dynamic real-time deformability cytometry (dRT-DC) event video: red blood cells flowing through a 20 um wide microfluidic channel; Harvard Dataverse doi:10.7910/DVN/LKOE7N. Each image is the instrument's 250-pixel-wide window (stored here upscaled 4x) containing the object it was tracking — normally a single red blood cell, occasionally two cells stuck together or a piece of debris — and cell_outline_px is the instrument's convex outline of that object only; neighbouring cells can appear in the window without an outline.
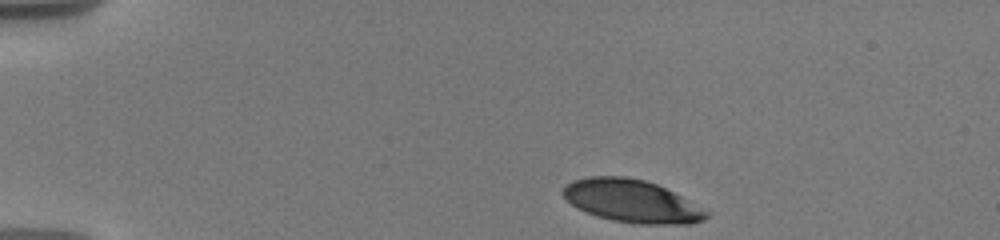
{"species": "human", "species_latin": "Homo sapiens", "temperature_condition": "warm", "stored_images_in_passage": 30, "camera_frame_rate_fps": 3000, "um_per_image_px": 0.085, "donor": {"sex": "male"}, "frame": {"image": 1, "passage_image": 1, "time_ms": 0.0, "image_size_px": [1000, 240], "cell_outline_px": [[712, 216], [704, 220], [692, 224], [640, 224], [612, 220], [588, 212], [572, 204], [560, 192], [564, 184], [572, 180], [588, 176], [624, 176], [644, 180], [656, 184], [712, 212]], "centroid_in_image_um": [53.73, 17.09], "position_along_channel_um": 31.3, "area_um2": 35.66}}
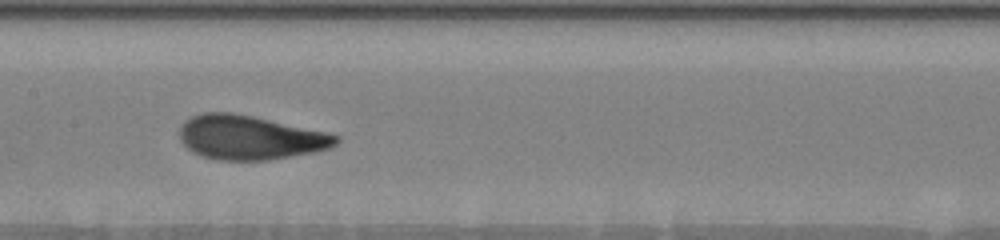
{"frame": {"image": 2, "passage_image": 14, "time_ms": 6.333, "image_size_px": [1000, 240], "cell_outline_px": [[340, 140], [336, 144], [328, 148], [316, 152], [268, 160], [216, 160], [200, 156], [192, 152], [180, 140], [180, 128], [192, 116], [204, 112], [232, 112], [252, 116], [324, 132], [340, 136]], "centroid_in_image_um": [21.23, 11.7], "position_along_channel_um": 186.2, "area_um2": 40.0}}
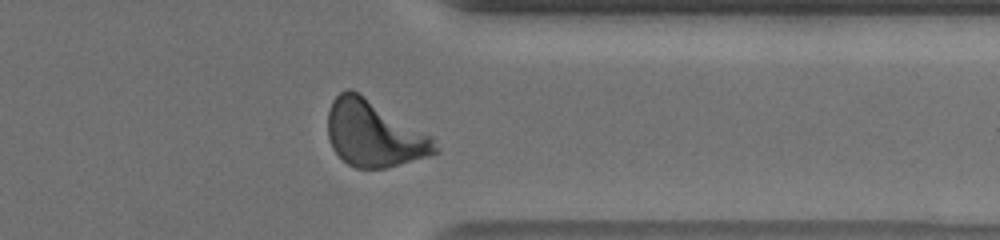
{"frame": {"image": 3, "passage_image": 27, "time_ms": 11.667, "image_size_px": [1000, 240], "cell_outline_px": [[440, 152], [432, 156], [384, 168], [356, 168], [348, 164], [332, 148], [328, 136], [328, 112], [332, 100], [340, 92], [348, 88], [352, 88], [432, 136], [440, 148]], "centroid_in_image_um": [31.81, 11.37], "position_along_channel_um": 379.6, "area_um2": 41.5}, "authors_computed_cell_mechanics": {"area_um2": 39.9398, "velocity_mm_per_s": 3.6608, "shape_relaxation_time_tau1_ms": 3.1269, "shape_relaxation_time_tau2_ms": null, "deformation_change_tau1": 0.1602, "deformation_change_tau2": null}}